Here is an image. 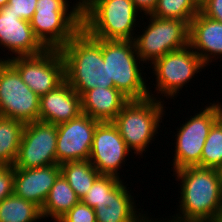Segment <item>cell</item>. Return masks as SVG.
<instances>
[{"label": "cell", "instance_id": "cell-17", "mask_svg": "<svg viewBox=\"0 0 222 222\" xmlns=\"http://www.w3.org/2000/svg\"><path fill=\"white\" fill-rule=\"evenodd\" d=\"M60 174V164L33 169L14 168L13 193L42 208L51 187Z\"/></svg>", "mask_w": 222, "mask_h": 222}, {"label": "cell", "instance_id": "cell-29", "mask_svg": "<svg viewBox=\"0 0 222 222\" xmlns=\"http://www.w3.org/2000/svg\"><path fill=\"white\" fill-rule=\"evenodd\" d=\"M14 167L10 165H0V202L13 194Z\"/></svg>", "mask_w": 222, "mask_h": 222}, {"label": "cell", "instance_id": "cell-26", "mask_svg": "<svg viewBox=\"0 0 222 222\" xmlns=\"http://www.w3.org/2000/svg\"><path fill=\"white\" fill-rule=\"evenodd\" d=\"M200 167L222 170V119L210 129L203 146Z\"/></svg>", "mask_w": 222, "mask_h": 222}, {"label": "cell", "instance_id": "cell-10", "mask_svg": "<svg viewBox=\"0 0 222 222\" xmlns=\"http://www.w3.org/2000/svg\"><path fill=\"white\" fill-rule=\"evenodd\" d=\"M40 96L22 80L18 70L0 60V116L30 123L39 121Z\"/></svg>", "mask_w": 222, "mask_h": 222}, {"label": "cell", "instance_id": "cell-28", "mask_svg": "<svg viewBox=\"0 0 222 222\" xmlns=\"http://www.w3.org/2000/svg\"><path fill=\"white\" fill-rule=\"evenodd\" d=\"M57 222H96L95 210L80 200Z\"/></svg>", "mask_w": 222, "mask_h": 222}, {"label": "cell", "instance_id": "cell-22", "mask_svg": "<svg viewBox=\"0 0 222 222\" xmlns=\"http://www.w3.org/2000/svg\"><path fill=\"white\" fill-rule=\"evenodd\" d=\"M60 168L61 174L80 199L87 194L96 178L100 175L90 160L64 162L60 164Z\"/></svg>", "mask_w": 222, "mask_h": 222}, {"label": "cell", "instance_id": "cell-5", "mask_svg": "<svg viewBox=\"0 0 222 222\" xmlns=\"http://www.w3.org/2000/svg\"><path fill=\"white\" fill-rule=\"evenodd\" d=\"M76 2L70 6L69 0H37L30 25L47 49H61L82 29V0Z\"/></svg>", "mask_w": 222, "mask_h": 222}, {"label": "cell", "instance_id": "cell-2", "mask_svg": "<svg viewBox=\"0 0 222 222\" xmlns=\"http://www.w3.org/2000/svg\"><path fill=\"white\" fill-rule=\"evenodd\" d=\"M65 66V80L82 96L97 87L109 88L102 39L91 37L83 28L59 49Z\"/></svg>", "mask_w": 222, "mask_h": 222}, {"label": "cell", "instance_id": "cell-9", "mask_svg": "<svg viewBox=\"0 0 222 222\" xmlns=\"http://www.w3.org/2000/svg\"><path fill=\"white\" fill-rule=\"evenodd\" d=\"M152 66V72L155 78V91L157 97L162 95L166 99H174L179 91L189 83L195 74H200L206 65L200 57L188 45L182 49L168 52L161 58L155 60ZM200 70V71H199Z\"/></svg>", "mask_w": 222, "mask_h": 222}, {"label": "cell", "instance_id": "cell-13", "mask_svg": "<svg viewBox=\"0 0 222 222\" xmlns=\"http://www.w3.org/2000/svg\"><path fill=\"white\" fill-rule=\"evenodd\" d=\"M126 143L113 122H99L94 132L89 160L100 175L120 178V168L130 155ZM123 164V165H122Z\"/></svg>", "mask_w": 222, "mask_h": 222}, {"label": "cell", "instance_id": "cell-3", "mask_svg": "<svg viewBox=\"0 0 222 222\" xmlns=\"http://www.w3.org/2000/svg\"><path fill=\"white\" fill-rule=\"evenodd\" d=\"M138 16L132 0H82V28L96 39L134 40Z\"/></svg>", "mask_w": 222, "mask_h": 222}, {"label": "cell", "instance_id": "cell-25", "mask_svg": "<svg viewBox=\"0 0 222 222\" xmlns=\"http://www.w3.org/2000/svg\"><path fill=\"white\" fill-rule=\"evenodd\" d=\"M199 11L200 2L198 0H157L156 7L150 15L185 20L190 24Z\"/></svg>", "mask_w": 222, "mask_h": 222}, {"label": "cell", "instance_id": "cell-31", "mask_svg": "<svg viewBox=\"0 0 222 222\" xmlns=\"http://www.w3.org/2000/svg\"><path fill=\"white\" fill-rule=\"evenodd\" d=\"M200 11L207 17L222 23V0H203Z\"/></svg>", "mask_w": 222, "mask_h": 222}, {"label": "cell", "instance_id": "cell-6", "mask_svg": "<svg viewBox=\"0 0 222 222\" xmlns=\"http://www.w3.org/2000/svg\"><path fill=\"white\" fill-rule=\"evenodd\" d=\"M161 99L159 96L157 99L129 100L113 121L131 153L134 151L135 155L143 156L156 139L154 136L159 134L157 131L166 113Z\"/></svg>", "mask_w": 222, "mask_h": 222}, {"label": "cell", "instance_id": "cell-16", "mask_svg": "<svg viewBox=\"0 0 222 222\" xmlns=\"http://www.w3.org/2000/svg\"><path fill=\"white\" fill-rule=\"evenodd\" d=\"M121 180L106 196L96 204V222H156L136 208V201ZM139 212H138V211ZM146 215V216H145Z\"/></svg>", "mask_w": 222, "mask_h": 222}, {"label": "cell", "instance_id": "cell-20", "mask_svg": "<svg viewBox=\"0 0 222 222\" xmlns=\"http://www.w3.org/2000/svg\"><path fill=\"white\" fill-rule=\"evenodd\" d=\"M129 99L114 87H97L81 96L82 113L99 122H113Z\"/></svg>", "mask_w": 222, "mask_h": 222}, {"label": "cell", "instance_id": "cell-14", "mask_svg": "<svg viewBox=\"0 0 222 222\" xmlns=\"http://www.w3.org/2000/svg\"><path fill=\"white\" fill-rule=\"evenodd\" d=\"M99 121L81 113L68 122L57 125V164L89 160L94 132Z\"/></svg>", "mask_w": 222, "mask_h": 222}, {"label": "cell", "instance_id": "cell-33", "mask_svg": "<svg viewBox=\"0 0 222 222\" xmlns=\"http://www.w3.org/2000/svg\"><path fill=\"white\" fill-rule=\"evenodd\" d=\"M9 2V0H0V8L4 7L5 5H7Z\"/></svg>", "mask_w": 222, "mask_h": 222}, {"label": "cell", "instance_id": "cell-18", "mask_svg": "<svg viewBox=\"0 0 222 222\" xmlns=\"http://www.w3.org/2000/svg\"><path fill=\"white\" fill-rule=\"evenodd\" d=\"M82 113L81 96L65 80L40 96L39 121L59 125Z\"/></svg>", "mask_w": 222, "mask_h": 222}, {"label": "cell", "instance_id": "cell-21", "mask_svg": "<svg viewBox=\"0 0 222 222\" xmlns=\"http://www.w3.org/2000/svg\"><path fill=\"white\" fill-rule=\"evenodd\" d=\"M80 200L64 176L60 174L41 208L42 217L43 219L51 217L54 222H57Z\"/></svg>", "mask_w": 222, "mask_h": 222}, {"label": "cell", "instance_id": "cell-4", "mask_svg": "<svg viewBox=\"0 0 222 222\" xmlns=\"http://www.w3.org/2000/svg\"><path fill=\"white\" fill-rule=\"evenodd\" d=\"M102 54L104 64H107L108 84L111 87L119 90L129 100L148 97L157 99L146 83V78L142 76L141 67L146 66L140 62L134 40L102 39Z\"/></svg>", "mask_w": 222, "mask_h": 222}, {"label": "cell", "instance_id": "cell-35", "mask_svg": "<svg viewBox=\"0 0 222 222\" xmlns=\"http://www.w3.org/2000/svg\"><path fill=\"white\" fill-rule=\"evenodd\" d=\"M217 222H222V213L220 214V216H219Z\"/></svg>", "mask_w": 222, "mask_h": 222}, {"label": "cell", "instance_id": "cell-1", "mask_svg": "<svg viewBox=\"0 0 222 222\" xmlns=\"http://www.w3.org/2000/svg\"><path fill=\"white\" fill-rule=\"evenodd\" d=\"M173 172L181 183L179 212L156 222H217L222 213L221 170L196 166Z\"/></svg>", "mask_w": 222, "mask_h": 222}, {"label": "cell", "instance_id": "cell-24", "mask_svg": "<svg viewBox=\"0 0 222 222\" xmlns=\"http://www.w3.org/2000/svg\"><path fill=\"white\" fill-rule=\"evenodd\" d=\"M43 220L41 208L14 193L0 202V222H37Z\"/></svg>", "mask_w": 222, "mask_h": 222}, {"label": "cell", "instance_id": "cell-27", "mask_svg": "<svg viewBox=\"0 0 222 222\" xmlns=\"http://www.w3.org/2000/svg\"><path fill=\"white\" fill-rule=\"evenodd\" d=\"M121 179L110 175H99L81 201L94 208Z\"/></svg>", "mask_w": 222, "mask_h": 222}, {"label": "cell", "instance_id": "cell-19", "mask_svg": "<svg viewBox=\"0 0 222 222\" xmlns=\"http://www.w3.org/2000/svg\"><path fill=\"white\" fill-rule=\"evenodd\" d=\"M189 46L206 66L216 62L222 57V23L199 11L189 24Z\"/></svg>", "mask_w": 222, "mask_h": 222}, {"label": "cell", "instance_id": "cell-7", "mask_svg": "<svg viewBox=\"0 0 222 222\" xmlns=\"http://www.w3.org/2000/svg\"><path fill=\"white\" fill-rule=\"evenodd\" d=\"M145 16L149 17V24L142 30V34H136L134 38L142 63L151 65L168 52L189 45V24L185 20Z\"/></svg>", "mask_w": 222, "mask_h": 222}, {"label": "cell", "instance_id": "cell-8", "mask_svg": "<svg viewBox=\"0 0 222 222\" xmlns=\"http://www.w3.org/2000/svg\"><path fill=\"white\" fill-rule=\"evenodd\" d=\"M194 116L185 118V123H180L175 135V153L172 166L175 170L186 167H200L203 146L212 126L220 119L219 102L208 104L201 108Z\"/></svg>", "mask_w": 222, "mask_h": 222}, {"label": "cell", "instance_id": "cell-32", "mask_svg": "<svg viewBox=\"0 0 222 222\" xmlns=\"http://www.w3.org/2000/svg\"><path fill=\"white\" fill-rule=\"evenodd\" d=\"M135 8L141 13L142 21L144 20V15H150L157 4V0H132Z\"/></svg>", "mask_w": 222, "mask_h": 222}, {"label": "cell", "instance_id": "cell-23", "mask_svg": "<svg viewBox=\"0 0 222 222\" xmlns=\"http://www.w3.org/2000/svg\"><path fill=\"white\" fill-rule=\"evenodd\" d=\"M24 127L22 121L0 116V165L13 166Z\"/></svg>", "mask_w": 222, "mask_h": 222}, {"label": "cell", "instance_id": "cell-12", "mask_svg": "<svg viewBox=\"0 0 222 222\" xmlns=\"http://www.w3.org/2000/svg\"><path fill=\"white\" fill-rule=\"evenodd\" d=\"M57 125L34 121L25 123L14 168L33 169L57 164Z\"/></svg>", "mask_w": 222, "mask_h": 222}, {"label": "cell", "instance_id": "cell-30", "mask_svg": "<svg viewBox=\"0 0 222 222\" xmlns=\"http://www.w3.org/2000/svg\"><path fill=\"white\" fill-rule=\"evenodd\" d=\"M36 4L37 0H9L7 5L21 19L30 21L36 11Z\"/></svg>", "mask_w": 222, "mask_h": 222}, {"label": "cell", "instance_id": "cell-11", "mask_svg": "<svg viewBox=\"0 0 222 222\" xmlns=\"http://www.w3.org/2000/svg\"><path fill=\"white\" fill-rule=\"evenodd\" d=\"M8 61L38 96L47 94L65 81L64 60L58 49H46L34 56L12 57Z\"/></svg>", "mask_w": 222, "mask_h": 222}, {"label": "cell", "instance_id": "cell-34", "mask_svg": "<svg viewBox=\"0 0 222 222\" xmlns=\"http://www.w3.org/2000/svg\"><path fill=\"white\" fill-rule=\"evenodd\" d=\"M220 118L222 119V103L219 102Z\"/></svg>", "mask_w": 222, "mask_h": 222}, {"label": "cell", "instance_id": "cell-15", "mask_svg": "<svg viewBox=\"0 0 222 222\" xmlns=\"http://www.w3.org/2000/svg\"><path fill=\"white\" fill-rule=\"evenodd\" d=\"M0 47L6 48L8 55L15 54L4 60L38 55L47 49L35 36L30 21L21 19L9 5L0 8Z\"/></svg>", "mask_w": 222, "mask_h": 222}]
</instances>
